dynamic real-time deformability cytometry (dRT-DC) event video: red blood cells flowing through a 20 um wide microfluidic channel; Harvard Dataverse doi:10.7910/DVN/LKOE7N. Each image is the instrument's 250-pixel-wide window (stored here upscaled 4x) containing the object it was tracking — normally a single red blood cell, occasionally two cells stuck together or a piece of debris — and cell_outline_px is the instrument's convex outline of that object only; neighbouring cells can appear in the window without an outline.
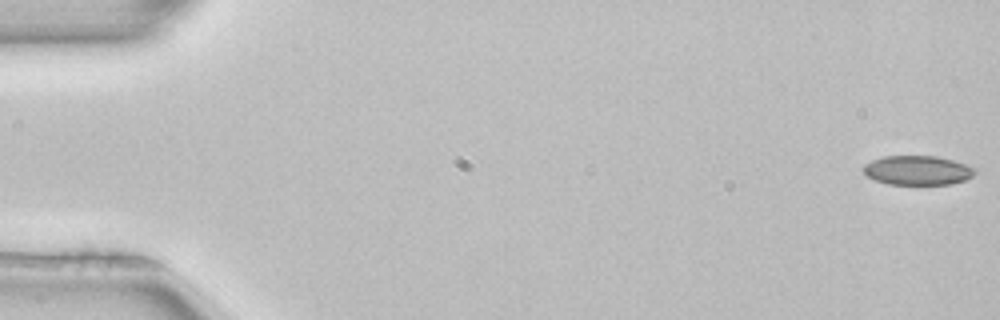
{"species": "common noctule bat (a hibernating species)", "species_latin": "Nyctalus noctula", "temperature_condition": "room temperature", "stored_images_in_passage": 52, "camera_frame_rate_fps": 3000, "um_per_image_px": 0.085, "animal": {"sex": "female", "body_mass_g": 22.7, "forearm_length_mm": 54.2}, "frame": {"image": 1, "passage_image": 1, "time_ms": 0.0, "image_size_px": [1000, 320], "cell_outline_px": [[976, 172], [972, 176], [964, 180], [952, 184], [888, 184], [876, 180], [868, 176], [860, 168], [864, 164], [872, 160], [884, 156], [936, 156], [952, 160], [976, 168]], "centroid_in_image_um": [77.97, 14.47], "position_along_channel_um": 7.0, "area_um2": 19.02}}
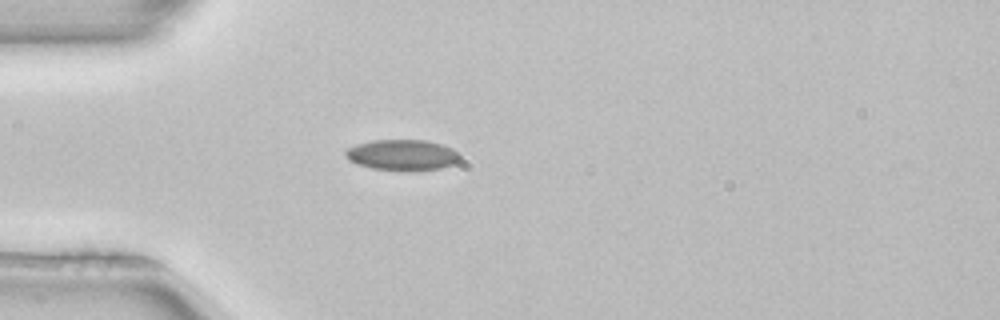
{"frame": {"image": 2, "passage_image": 15, "time_ms": 4.667, "image_size_px": [1000, 320], "cell_outline_px": [[460, 160], [452, 164], [440, 168], [372, 168], [360, 164], [344, 156], [344, 152], [348, 148], [356, 144], [372, 140], [424, 140], [440, 144], [452, 148], [460, 152]], "centroid_in_image_um": [34.21, 13.12], "position_along_channel_um": 50.8, "area_um2": 19.65}, "authors_computed_cell_mechanics": {"area_um2": 19.4786, "velocity_mm_per_s": 3.9795, "shape_relaxation_time_tau1_ms": 7.2896, "shape_relaxation_time_tau2_ms": 4.1667, "deformation_change_tau1": 0.1428, "deformation_change_tau2": 0.0666}}